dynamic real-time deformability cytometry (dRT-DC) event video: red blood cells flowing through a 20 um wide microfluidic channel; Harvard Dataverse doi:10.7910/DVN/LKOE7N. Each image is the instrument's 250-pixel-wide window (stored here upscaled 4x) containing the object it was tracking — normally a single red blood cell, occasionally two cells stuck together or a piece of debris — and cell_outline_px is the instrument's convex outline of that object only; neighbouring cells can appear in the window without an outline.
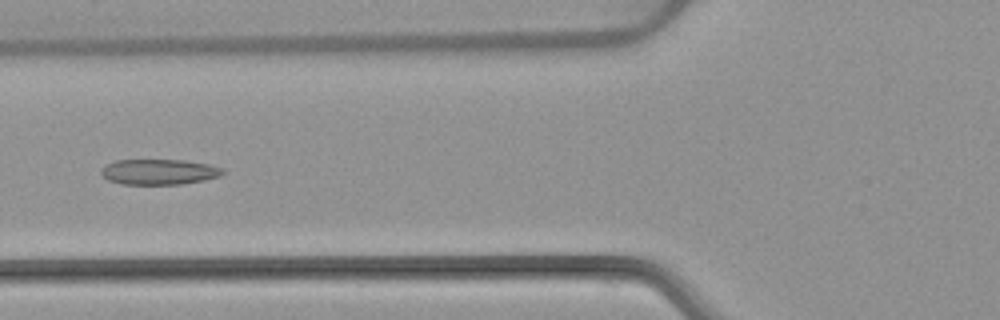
{"species": "common noctule bat (a hibernating species)", "species_latin": "Nyctalus noctula", "temperature_condition": "warm", "stored_images_in_passage": 42, "camera_frame_rate_fps": 3000, "um_per_image_px": 0.085, "animal": {"sex": "female", "body_mass_g": 22.7, "forearm_length_mm": 54.2}, "frame": {"image": 1, "passage_image": 10, "time_ms": 3.0, "image_size_px": [1000, 320], "cell_outline_px": [[224, 172], [220, 176], [204, 180], [180, 184], [124, 184], [108, 180], [100, 172], [100, 168], [104, 164], [116, 160], [184, 160], [208, 164], [224, 168]], "centroid_in_image_um": [13.5, 14.6], "position_along_channel_um": 112.3, "area_um2": 18.09}}
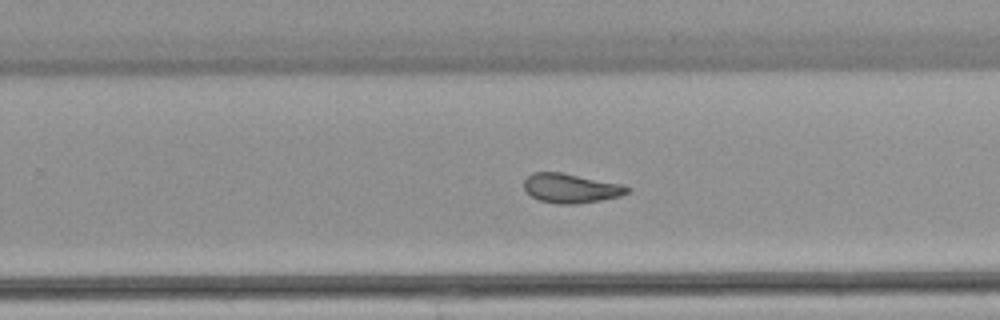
{"frame": {"image": 2, "passage_image": 23, "time_ms": 7.333, "image_size_px": [1000, 320], "cell_outline_px": [[632, 188], [628, 192], [620, 196], [600, 200], [572, 204], [556, 204], [540, 200], [532, 196], [524, 188], [524, 180], [532, 172], [560, 172], [620, 184]], "centroid_in_image_um": [48.5, 16.0], "position_along_channel_um": 281.3, "area_um2": 17.4}}
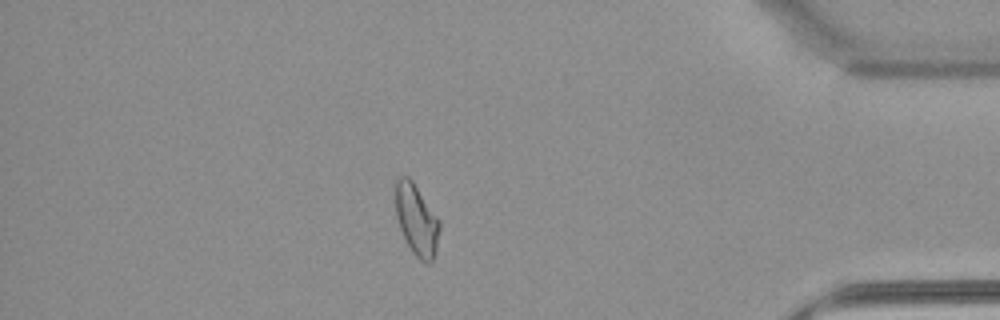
{"frame": {"image": 3, "passage_image": 35, "time_ms": 11.333, "image_size_px": [1000, 320], "cell_outline_px": [[440, 228], [436, 248], [432, 264], [428, 264], [420, 260], [412, 252], [400, 228], [396, 216], [396, 176], [408, 176], [412, 180], [440, 220]], "centroid_in_image_um": [35.42, 18.69], "position_along_channel_um": 399.8, "area_um2": 18.21}, "authors_computed_cell_mechanics": {"area_um2": 18.2648, "velocity_mm_per_s": 3.9053, "shape_relaxation_time_tau1_ms": null, "shape_relaxation_time_tau2_ms": 1.9461, "deformation_change_tau1": null, "deformation_change_tau2": 0.0957}}